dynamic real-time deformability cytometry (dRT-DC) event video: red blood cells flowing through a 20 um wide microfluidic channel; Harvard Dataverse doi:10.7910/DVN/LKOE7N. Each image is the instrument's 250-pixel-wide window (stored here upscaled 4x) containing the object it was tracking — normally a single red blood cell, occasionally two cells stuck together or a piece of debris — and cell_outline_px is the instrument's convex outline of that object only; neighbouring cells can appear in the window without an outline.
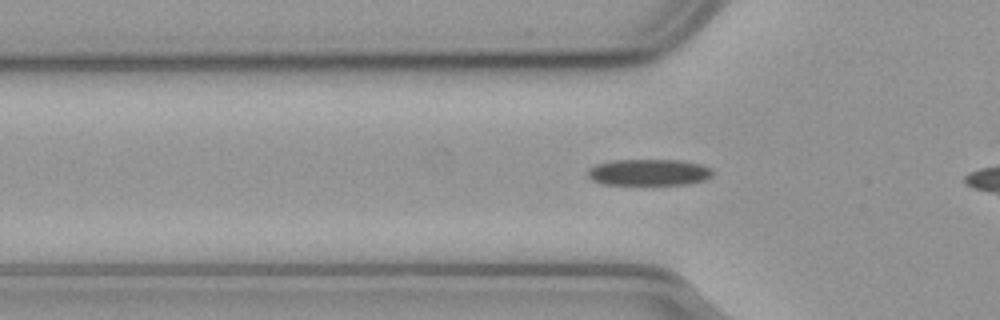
{"species": "common noctule bat (a hibernating species)", "species_latin": "Nyctalus noctula", "temperature_condition": "cold", "stored_images_in_passage": 31, "camera_frame_rate_fps": 3000, "um_per_image_px": 0.085, "animal": {"sex": "male", "body_mass_g": 23.1, "forearm_length_mm": 52.7}, "frame": {"image": 1, "passage_image": 3, "time_ms": 0.667, "image_size_px": [1000, 320], "cell_outline_px": [[716, 172], [712, 176], [704, 180], [688, 184], [604, 184], [592, 180], [588, 176], [588, 168], [596, 164], [612, 160], [680, 160], [700, 164], [712, 168]], "centroid_in_image_um": [55.18, 14.64], "position_along_channel_um": 70.6, "area_um2": 19.31}}
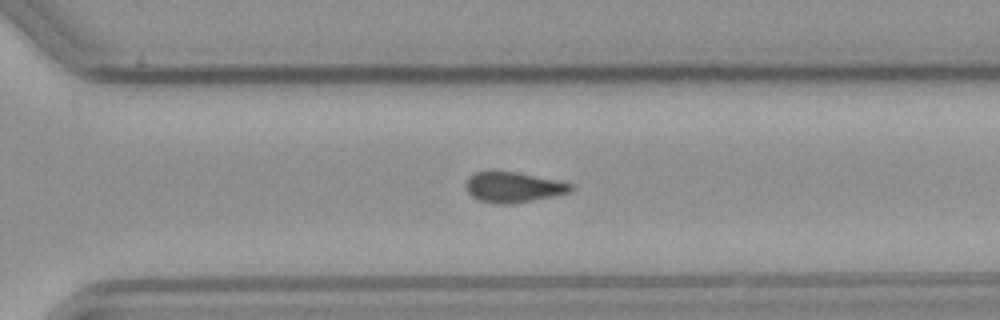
{"frame": {"image": 2, "passage_image": 24, "time_ms": 7.667, "image_size_px": [1000, 320], "cell_outline_px": [[572, 188], [568, 192], [556, 196], [512, 204], [492, 204], [480, 200], [472, 196], [468, 192], [464, 184], [468, 176], [472, 172], [512, 172], [572, 184]], "centroid_in_image_um": [43.55, 15.94], "position_along_channel_um": 327.1, "area_um2": 18.26}}
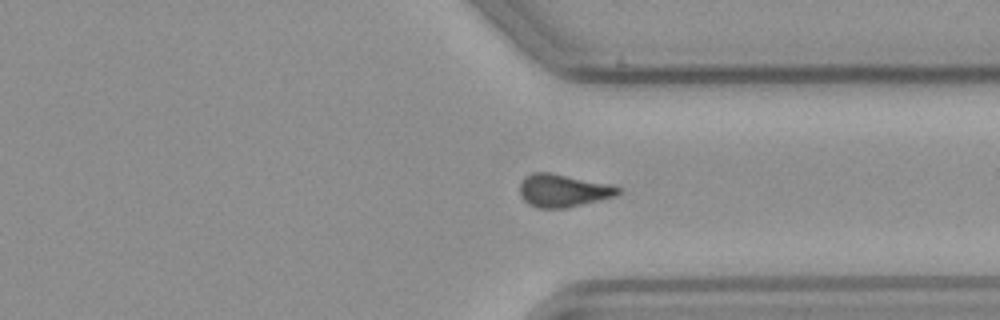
{"frame": {"image": 3, "passage_image": 27, "time_ms": 8.667, "image_size_px": [1000, 320], "cell_outline_px": [[620, 192], [616, 196], [568, 208], [536, 208], [528, 204], [520, 196], [520, 184], [524, 176], [532, 172], [548, 172], [612, 184], [620, 188]], "centroid_in_image_um": [47.85, 16.2], "position_along_channel_um": 363.6, "area_um2": 19.02}}